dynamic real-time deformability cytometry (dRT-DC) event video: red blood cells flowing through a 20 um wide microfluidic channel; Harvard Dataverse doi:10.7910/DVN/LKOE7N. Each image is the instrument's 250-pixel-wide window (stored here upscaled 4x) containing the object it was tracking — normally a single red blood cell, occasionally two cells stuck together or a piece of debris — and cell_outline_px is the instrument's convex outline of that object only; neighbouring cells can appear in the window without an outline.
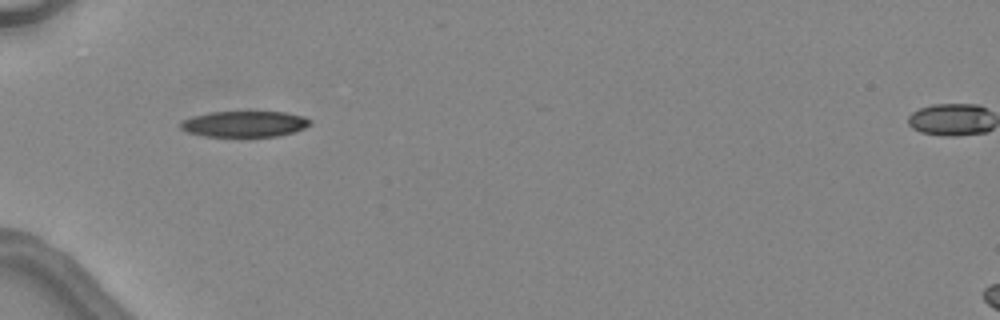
{"species": "common noctule bat (a hibernating species)", "species_latin": "Nyctalus noctula", "temperature_condition": "warm", "stored_images_in_passage": 2, "camera_frame_rate_fps": 3000, "um_per_image_px": 0.085, "animal": {"sex": "female", "body_mass_g": 24.6, "forearm_length_mm": 56.2}, "frame": {"image": 1, "passage_image": 1, "time_ms": 0.0, "image_size_px": [1000, 320], "cell_outline_px": [[312, 124], [304, 128], [292, 132], [276, 136], [204, 136], [188, 132], [180, 128], [180, 120], [192, 116], [208, 112], [284, 112], [304, 116], [312, 120]], "centroid_in_image_um": [20.77, 10.53], "position_along_channel_um": 64.2, "area_um2": 19.59}}